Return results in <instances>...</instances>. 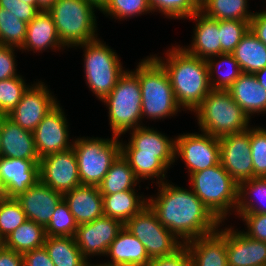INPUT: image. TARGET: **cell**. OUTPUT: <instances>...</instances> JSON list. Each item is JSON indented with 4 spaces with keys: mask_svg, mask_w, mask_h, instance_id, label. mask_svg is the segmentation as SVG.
I'll return each mask as SVG.
<instances>
[{
    "mask_svg": "<svg viewBox=\"0 0 266 266\" xmlns=\"http://www.w3.org/2000/svg\"><path fill=\"white\" fill-rule=\"evenodd\" d=\"M0 179L8 198H17L40 181V160L0 156Z\"/></svg>",
    "mask_w": 266,
    "mask_h": 266,
    "instance_id": "d6986e66",
    "label": "cell"
},
{
    "mask_svg": "<svg viewBox=\"0 0 266 266\" xmlns=\"http://www.w3.org/2000/svg\"><path fill=\"white\" fill-rule=\"evenodd\" d=\"M129 138L121 143L122 155H147L157 157L168 169L175 165V136H166V133L154 127L144 126L129 130ZM170 137V138H169Z\"/></svg>",
    "mask_w": 266,
    "mask_h": 266,
    "instance_id": "7c38bea8",
    "label": "cell"
},
{
    "mask_svg": "<svg viewBox=\"0 0 266 266\" xmlns=\"http://www.w3.org/2000/svg\"><path fill=\"white\" fill-rule=\"evenodd\" d=\"M55 1L56 0H36V6H38L40 10L48 11Z\"/></svg>",
    "mask_w": 266,
    "mask_h": 266,
    "instance_id": "db71d44e",
    "label": "cell"
},
{
    "mask_svg": "<svg viewBox=\"0 0 266 266\" xmlns=\"http://www.w3.org/2000/svg\"><path fill=\"white\" fill-rule=\"evenodd\" d=\"M263 126L250 127L253 178L266 177V127Z\"/></svg>",
    "mask_w": 266,
    "mask_h": 266,
    "instance_id": "ee69618b",
    "label": "cell"
},
{
    "mask_svg": "<svg viewBox=\"0 0 266 266\" xmlns=\"http://www.w3.org/2000/svg\"><path fill=\"white\" fill-rule=\"evenodd\" d=\"M174 45V46H173ZM163 53L153 54L168 73L175 98L180 107L192 112L212 90L206 60L189 54L180 45L173 44Z\"/></svg>",
    "mask_w": 266,
    "mask_h": 266,
    "instance_id": "7a4b0ae2",
    "label": "cell"
},
{
    "mask_svg": "<svg viewBox=\"0 0 266 266\" xmlns=\"http://www.w3.org/2000/svg\"><path fill=\"white\" fill-rule=\"evenodd\" d=\"M97 11L87 0H56L48 9L67 49L99 38Z\"/></svg>",
    "mask_w": 266,
    "mask_h": 266,
    "instance_id": "8992f818",
    "label": "cell"
},
{
    "mask_svg": "<svg viewBox=\"0 0 266 266\" xmlns=\"http://www.w3.org/2000/svg\"><path fill=\"white\" fill-rule=\"evenodd\" d=\"M235 214H266V177H254L239 184Z\"/></svg>",
    "mask_w": 266,
    "mask_h": 266,
    "instance_id": "4dcf8cb0",
    "label": "cell"
},
{
    "mask_svg": "<svg viewBox=\"0 0 266 266\" xmlns=\"http://www.w3.org/2000/svg\"><path fill=\"white\" fill-rule=\"evenodd\" d=\"M244 222L245 230L241 231L248 237L266 242V214H235Z\"/></svg>",
    "mask_w": 266,
    "mask_h": 266,
    "instance_id": "f6af8a7d",
    "label": "cell"
},
{
    "mask_svg": "<svg viewBox=\"0 0 266 266\" xmlns=\"http://www.w3.org/2000/svg\"><path fill=\"white\" fill-rule=\"evenodd\" d=\"M254 75L256 76L260 86L266 90V67L256 72Z\"/></svg>",
    "mask_w": 266,
    "mask_h": 266,
    "instance_id": "f5cc1de1",
    "label": "cell"
},
{
    "mask_svg": "<svg viewBox=\"0 0 266 266\" xmlns=\"http://www.w3.org/2000/svg\"><path fill=\"white\" fill-rule=\"evenodd\" d=\"M100 12L107 18H114L117 21H127L152 13L148 0H109Z\"/></svg>",
    "mask_w": 266,
    "mask_h": 266,
    "instance_id": "74e56055",
    "label": "cell"
},
{
    "mask_svg": "<svg viewBox=\"0 0 266 266\" xmlns=\"http://www.w3.org/2000/svg\"><path fill=\"white\" fill-rule=\"evenodd\" d=\"M199 9L206 3L207 0H191Z\"/></svg>",
    "mask_w": 266,
    "mask_h": 266,
    "instance_id": "680465c9",
    "label": "cell"
},
{
    "mask_svg": "<svg viewBox=\"0 0 266 266\" xmlns=\"http://www.w3.org/2000/svg\"><path fill=\"white\" fill-rule=\"evenodd\" d=\"M87 1L91 3L98 11H101L109 2V0H87Z\"/></svg>",
    "mask_w": 266,
    "mask_h": 266,
    "instance_id": "11a10c76",
    "label": "cell"
},
{
    "mask_svg": "<svg viewBox=\"0 0 266 266\" xmlns=\"http://www.w3.org/2000/svg\"><path fill=\"white\" fill-rule=\"evenodd\" d=\"M0 266H23V255L1 244Z\"/></svg>",
    "mask_w": 266,
    "mask_h": 266,
    "instance_id": "816d5d0a",
    "label": "cell"
},
{
    "mask_svg": "<svg viewBox=\"0 0 266 266\" xmlns=\"http://www.w3.org/2000/svg\"><path fill=\"white\" fill-rule=\"evenodd\" d=\"M78 224L70 212L67 202L62 199L45 227L46 236H70L76 234Z\"/></svg>",
    "mask_w": 266,
    "mask_h": 266,
    "instance_id": "ab89813d",
    "label": "cell"
},
{
    "mask_svg": "<svg viewBox=\"0 0 266 266\" xmlns=\"http://www.w3.org/2000/svg\"><path fill=\"white\" fill-rule=\"evenodd\" d=\"M250 30V21L219 20V37L222 53H232Z\"/></svg>",
    "mask_w": 266,
    "mask_h": 266,
    "instance_id": "7bdbcfd3",
    "label": "cell"
},
{
    "mask_svg": "<svg viewBox=\"0 0 266 266\" xmlns=\"http://www.w3.org/2000/svg\"><path fill=\"white\" fill-rule=\"evenodd\" d=\"M220 164L240 184L253 178L250 128L219 138Z\"/></svg>",
    "mask_w": 266,
    "mask_h": 266,
    "instance_id": "2e32d148",
    "label": "cell"
},
{
    "mask_svg": "<svg viewBox=\"0 0 266 266\" xmlns=\"http://www.w3.org/2000/svg\"><path fill=\"white\" fill-rule=\"evenodd\" d=\"M66 116L59 102L34 129L33 135L39 159L73 147L74 138L70 137Z\"/></svg>",
    "mask_w": 266,
    "mask_h": 266,
    "instance_id": "5bb4252c",
    "label": "cell"
},
{
    "mask_svg": "<svg viewBox=\"0 0 266 266\" xmlns=\"http://www.w3.org/2000/svg\"><path fill=\"white\" fill-rule=\"evenodd\" d=\"M137 191L126 190L115 194L102 195L104 215L120 220L125 224L148 205V196Z\"/></svg>",
    "mask_w": 266,
    "mask_h": 266,
    "instance_id": "83f0119b",
    "label": "cell"
},
{
    "mask_svg": "<svg viewBox=\"0 0 266 266\" xmlns=\"http://www.w3.org/2000/svg\"><path fill=\"white\" fill-rule=\"evenodd\" d=\"M44 247L55 266H82L86 258L70 236H46Z\"/></svg>",
    "mask_w": 266,
    "mask_h": 266,
    "instance_id": "d6a6232c",
    "label": "cell"
},
{
    "mask_svg": "<svg viewBox=\"0 0 266 266\" xmlns=\"http://www.w3.org/2000/svg\"><path fill=\"white\" fill-rule=\"evenodd\" d=\"M0 156L26 160H40L33 132L21 128L8 116H1Z\"/></svg>",
    "mask_w": 266,
    "mask_h": 266,
    "instance_id": "603a6c76",
    "label": "cell"
},
{
    "mask_svg": "<svg viewBox=\"0 0 266 266\" xmlns=\"http://www.w3.org/2000/svg\"><path fill=\"white\" fill-rule=\"evenodd\" d=\"M141 60V61H140ZM135 70L142 94V120L162 121L184 110L178 104L163 65L151 54L140 59Z\"/></svg>",
    "mask_w": 266,
    "mask_h": 266,
    "instance_id": "3957f363",
    "label": "cell"
},
{
    "mask_svg": "<svg viewBox=\"0 0 266 266\" xmlns=\"http://www.w3.org/2000/svg\"><path fill=\"white\" fill-rule=\"evenodd\" d=\"M106 257L107 266H148L151 261L142 242L125 228L110 244Z\"/></svg>",
    "mask_w": 266,
    "mask_h": 266,
    "instance_id": "d4e9b609",
    "label": "cell"
},
{
    "mask_svg": "<svg viewBox=\"0 0 266 266\" xmlns=\"http://www.w3.org/2000/svg\"><path fill=\"white\" fill-rule=\"evenodd\" d=\"M0 7L13 13L19 20L31 22L41 11L38 6L24 3L20 0H0Z\"/></svg>",
    "mask_w": 266,
    "mask_h": 266,
    "instance_id": "7dc6e473",
    "label": "cell"
},
{
    "mask_svg": "<svg viewBox=\"0 0 266 266\" xmlns=\"http://www.w3.org/2000/svg\"><path fill=\"white\" fill-rule=\"evenodd\" d=\"M193 115L199 131L218 138L243 132L252 126L251 118L228 90L212 89L195 108Z\"/></svg>",
    "mask_w": 266,
    "mask_h": 266,
    "instance_id": "277c9868",
    "label": "cell"
},
{
    "mask_svg": "<svg viewBox=\"0 0 266 266\" xmlns=\"http://www.w3.org/2000/svg\"><path fill=\"white\" fill-rule=\"evenodd\" d=\"M228 91L250 118L266 114V90L254 74L242 73Z\"/></svg>",
    "mask_w": 266,
    "mask_h": 266,
    "instance_id": "4316f807",
    "label": "cell"
},
{
    "mask_svg": "<svg viewBox=\"0 0 266 266\" xmlns=\"http://www.w3.org/2000/svg\"><path fill=\"white\" fill-rule=\"evenodd\" d=\"M91 260H86V262L82 265V266H107L104 261L103 262H100V263H92V261L90 262Z\"/></svg>",
    "mask_w": 266,
    "mask_h": 266,
    "instance_id": "6f0895ef",
    "label": "cell"
},
{
    "mask_svg": "<svg viewBox=\"0 0 266 266\" xmlns=\"http://www.w3.org/2000/svg\"><path fill=\"white\" fill-rule=\"evenodd\" d=\"M25 76L19 75L0 81V116H7L20 102L27 84Z\"/></svg>",
    "mask_w": 266,
    "mask_h": 266,
    "instance_id": "f35d334b",
    "label": "cell"
},
{
    "mask_svg": "<svg viewBox=\"0 0 266 266\" xmlns=\"http://www.w3.org/2000/svg\"><path fill=\"white\" fill-rule=\"evenodd\" d=\"M33 82L24 91L20 102L7 115L21 128L31 132L43 120L44 116L60 102L42 79Z\"/></svg>",
    "mask_w": 266,
    "mask_h": 266,
    "instance_id": "4fadbf2b",
    "label": "cell"
},
{
    "mask_svg": "<svg viewBox=\"0 0 266 266\" xmlns=\"http://www.w3.org/2000/svg\"><path fill=\"white\" fill-rule=\"evenodd\" d=\"M45 228L34 221L27 220L14 230L2 244L18 253L44 247Z\"/></svg>",
    "mask_w": 266,
    "mask_h": 266,
    "instance_id": "836d02e7",
    "label": "cell"
},
{
    "mask_svg": "<svg viewBox=\"0 0 266 266\" xmlns=\"http://www.w3.org/2000/svg\"><path fill=\"white\" fill-rule=\"evenodd\" d=\"M102 103L108 110L111 137H122L129 130L144 126L141 87L138 77L132 69L126 68Z\"/></svg>",
    "mask_w": 266,
    "mask_h": 266,
    "instance_id": "52a82bcc",
    "label": "cell"
},
{
    "mask_svg": "<svg viewBox=\"0 0 266 266\" xmlns=\"http://www.w3.org/2000/svg\"><path fill=\"white\" fill-rule=\"evenodd\" d=\"M155 195L148 196L149 207L157 214L159 222L183 244L218 230L221 222L195 195L173 182L156 184Z\"/></svg>",
    "mask_w": 266,
    "mask_h": 266,
    "instance_id": "6da1fadb",
    "label": "cell"
},
{
    "mask_svg": "<svg viewBox=\"0 0 266 266\" xmlns=\"http://www.w3.org/2000/svg\"><path fill=\"white\" fill-rule=\"evenodd\" d=\"M124 228L142 242L150 259L172 255L184 245L159 222L149 205L129 219Z\"/></svg>",
    "mask_w": 266,
    "mask_h": 266,
    "instance_id": "30bf717a",
    "label": "cell"
},
{
    "mask_svg": "<svg viewBox=\"0 0 266 266\" xmlns=\"http://www.w3.org/2000/svg\"><path fill=\"white\" fill-rule=\"evenodd\" d=\"M7 198H8V196L6 193L5 186L2 182V180L0 179V202L6 200Z\"/></svg>",
    "mask_w": 266,
    "mask_h": 266,
    "instance_id": "9f6ffc18",
    "label": "cell"
},
{
    "mask_svg": "<svg viewBox=\"0 0 266 266\" xmlns=\"http://www.w3.org/2000/svg\"><path fill=\"white\" fill-rule=\"evenodd\" d=\"M27 24L0 7V45L20 49L25 41Z\"/></svg>",
    "mask_w": 266,
    "mask_h": 266,
    "instance_id": "8d00e7d4",
    "label": "cell"
},
{
    "mask_svg": "<svg viewBox=\"0 0 266 266\" xmlns=\"http://www.w3.org/2000/svg\"><path fill=\"white\" fill-rule=\"evenodd\" d=\"M243 73L255 74L266 67V45L249 30L232 52Z\"/></svg>",
    "mask_w": 266,
    "mask_h": 266,
    "instance_id": "f546056e",
    "label": "cell"
},
{
    "mask_svg": "<svg viewBox=\"0 0 266 266\" xmlns=\"http://www.w3.org/2000/svg\"><path fill=\"white\" fill-rule=\"evenodd\" d=\"M212 89L228 90L243 73L232 53H222L206 60Z\"/></svg>",
    "mask_w": 266,
    "mask_h": 266,
    "instance_id": "1f68e13d",
    "label": "cell"
},
{
    "mask_svg": "<svg viewBox=\"0 0 266 266\" xmlns=\"http://www.w3.org/2000/svg\"><path fill=\"white\" fill-rule=\"evenodd\" d=\"M249 0H207L200 11L215 20L250 21L254 11L249 10Z\"/></svg>",
    "mask_w": 266,
    "mask_h": 266,
    "instance_id": "e575fe53",
    "label": "cell"
},
{
    "mask_svg": "<svg viewBox=\"0 0 266 266\" xmlns=\"http://www.w3.org/2000/svg\"><path fill=\"white\" fill-rule=\"evenodd\" d=\"M75 151L81 185L98 186L112 163L121 154L120 136L74 137Z\"/></svg>",
    "mask_w": 266,
    "mask_h": 266,
    "instance_id": "9c48e42d",
    "label": "cell"
},
{
    "mask_svg": "<svg viewBox=\"0 0 266 266\" xmlns=\"http://www.w3.org/2000/svg\"><path fill=\"white\" fill-rule=\"evenodd\" d=\"M152 14L161 13L163 18L186 20L200 9L191 0H148ZM158 12V13H157Z\"/></svg>",
    "mask_w": 266,
    "mask_h": 266,
    "instance_id": "60d3db41",
    "label": "cell"
},
{
    "mask_svg": "<svg viewBox=\"0 0 266 266\" xmlns=\"http://www.w3.org/2000/svg\"><path fill=\"white\" fill-rule=\"evenodd\" d=\"M261 10L256 11L250 20V30L266 45V10Z\"/></svg>",
    "mask_w": 266,
    "mask_h": 266,
    "instance_id": "f907efd6",
    "label": "cell"
},
{
    "mask_svg": "<svg viewBox=\"0 0 266 266\" xmlns=\"http://www.w3.org/2000/svg\"><path fill=\"white\" fill-rule=\"evenodd\" d=\"M20 1L36 6V0H20Z\"/></svg>",
    "mask_w": 266,
    "mask_h": 266,
    "instance_id": "91938a15",
    "label": "cell"
},
{
    "mask_svg": "<svg viewBox=\"0 0 266 266\" xmlns=\"http://www.w3.org/2000/svg\"><path fill=\"white\" fill-rule=\"evenodd\" d=\"M148 266H192L185 244L174 254L151 259Z\"/></svg>",
    "mask_w": 266,
    "mask_h": 266,
    "instance_id": "c3c4849f",
    "label": "cell"
},
{
    "mask_svg": "<svg viewBox=\"0 0 266 266\" xmlns=\"http://www.w3.org/2000/svg\"><path fill=\"white\" fill-rule=\"evenodd\" d=\"M67 48L61 43L55 23L48 11L41 10L34 19L27 24V32L22 53L33 51L36 54L51 50L52 52H63Z\"/></svg>",
    "mask_w": 266,
    "mask_h": 266,
    "instance_id": "7402d4cb",
    "label": "cell"
},
{
    "mask_svg": "<svg viewBox=\"0 0 266 266\" xmlns=\"http://www.w3.org/2000/svg\"><path fill=\"white\" fill-rule=\"evenodd\" d=\"M179 158L188 170V177L220 164L219 138L202 131L178 134L175 136V162Z\"/></svg>",
    "mask_w": 266,
    "mask_h": 266,
    "instance_id": "8fae6325",
    "label": "cell"
},
{
    "mask_svg": "<svg viewBox=\"0 0 266 266\" xmlns=\"http://www.w3.org/2000/svg\"><path fill=\"white\" fill-rule=\"evenodd\" d=\"M20 49L0 45V81L6 80L12 77L19 76L20 73L17 72V53Z\"/></svg>",
    "mask_w": 266,
    "mask_h": 266,
    "instance_id": "bcb514c9",
    "label": "cell"
},
{
    "mask_svg": "<svg viewBox=\"0 0 266 266\" xmlns=\"http://www.w3.org/2000/svg\"><path fill=\"white\" fill-rule=\"evenodd\" d=\"M193 21L192 40L189 45H182L189 54L207 60L221 54L219 20L207 17L201 11L187 18Z\"/></svg>",
    "mask_w": 266,
    "mask_h": 266,
    "instance_id": "44dd1931",
    "label": "cell"
},
{
    "mask_svg": "<svg viewBox=\"0 0 266 266\" xmlns=\"http://www.w3.org/2000/svg\"><path fill=\"white\" fill-rule=\"evenodd\" d=\"M122 156L129 162L136 177L143 183L145 182L144 180H152V184H160L169 180L167 174L170 169H168L157 157L147 155Z\"/></svg>",
    "mask_w": 266,
    "mask_h": 266,
    "instance_id": "d590c367",
    "label": "cell"
},
{
    "mask_svg": "<svg viewBox=\"0 0 266 266\" xmlns=\"http://www.w3.org/2000/svg\"><path fill=\"white\" fill-rule=\"evenodd\" d=\"M78 225L104 216L103 196L98 186L81 185L63 194Z\"/></svg>",
    "mask_w": 266,
    "mask_h": 266,
    "instance_id": "cb8c5ba5",
    "label": "cell"
},
{
    "mask_svg": "<svg viewBox=\"0 0 266 266\" xmlns=\"http://www.w3.org/2000/svg\"><path fill=\"white\" fill-rule=\"evenodd\" d=\"M192 266H228L226 239L218 232L185 243Z\"/></svg>",
    "mask_w": 266,
    "mask_h": 266,
    "instance_id": "484cf974",
    "label": "cell"
},
{
    "mask_svg": "<svg viewBox=\"0 0 266 266\" xmlns=\"http://www.w3.org/2000/svg\"><path fill=\"white\" fill-rule=\"evenodd\" d=\"M140 183L129 162L120 154L98 185V189L102 195H109L126 190H140Z\"/></svg>",
    "mask_w": 266,
    "mask_h": 266,
    "instance_id": "f1b7e54d",
    "label": "cell"
},
{
    "mask_svg": "<svg viewBox=\"0 0 266 266\" xmlns=\"http://www.w3.org/2000/svg\"><path fill=\"white\" fill-rule=\"evenodd\" d=\"M123 228L124 224L120 220L104 215L92 222L78 225L74 238L87 260L94 259V256L101 258L105 257L110 244Z\"/></svg>",
    "mask_w": 266,
    "mask_h": 266,
    "instance_id": "9a60e30c",
    "label": "cell"
},
{
    "mask_svg": "<svg viewBox=\"0 0 266 266\" xmlns=\"http://www.w3.org/2000/svg\"><path fill=\"white\" fill-rule=\"evenodd\" d=\"M0 149H1V116H0Z\"/></svg>",
    "mask_w": 266,
    "mask_h": 266,
    "instance_id": "94428289",
    "label": "cell"
},
{
    "mask_svg": "<svg viewBox=\"0 0 266 266\" xmlns=\"http://www.w3.org/2000/svg\"><path fill=\"white\" fill-rule=\"evenodd\" d=\"M23 255V266H55L45 247L33 249Z\"/></svg>",
    "mask_w": 266,
    "mask_h": 266,
    "instance_id": "681fc988",
    "label": "cell"
},
{
    "mask_svg": "<svg viewBox=\"0 0 266 266\" xmlns=\"http://www.w3.org/2000/svg\"><path fill=\"white\" fill-rule=\"evenodd\" d=\"M222 226L224 222L217 231L226 239L228 266H266L265 241L254 240L232 225Z\"/></svg>",
    "mask_w": 266,
    "mask_h": 266,
    "instance_id": "ac0fdd59",
    "label": "cell"
},
{
    "mask_svg": "<svg viewBox=\"0 0 266 266\" xmlns=\"http://www.w3.org/2000/svg\"><path fill=\"white\" fill-rule=\"evenodd\" d=\"M63 199V194L39 181L16 200L21 204L27 220L34 221L44 228L48 225L54 210Z\"/></svg>",
    "mask_w": 266,
    "mask_h": 266,
    "instance_id": "ffe728a7",
    "label": "cell"
},
{
    "mask_svg": "<svg viewBox=\"0 0 266 266\" xmlns=\"http://www.w3.org/2000/svg\"><path fill=\"white\" fill-rule=\"evenodd\" d=\"M83 50L85 83L89 91L101 102L117 84L119 77L126 71L116 50L97 40L79 44L73 48Z\"/></svg>",
    "mask_w": 266,
    "mask_h": 266,
    "instance_id": "ba28073f",
    "label": "cell"
},
{
    "mask_svg": "<svg viewBox=\"0 0 266 266\" xmlns=\"http://www.w3.org/2000/svg\"><path fill=\"white\" fill-rule=\"evenodd\" d=\"M40 181L62 194L81 186L73 147L40 159Z\"/></svg>",
    "mask_w": 266,
    "mask_h": 266,
    "instance_id": "e0dca14e",
    "label": "cell"
},
{
    "mask_svg": "<svg viewBox=\"0 0 266 266\" xmlns=\"http://www.w3.org/2000/svg\"><path fill=\"white\" fill-rule=\"evenodd\" d=\"M27 221L21 204L16 198L0 202V241L3 242L22 223Z\"/></svg>",
    "mask_w": 266,
    "mask_h": 266,
    "instance_id": "b9f144b4",
    "label": "cell"
},
{
    "mask_svg": "<svg viewBox=\"0 0 266 266\" xmlns=\"http://www.w3.org/2000/svg\"><path fill=\"white\" fill-rule=\"evenodd\" d=\"M188 180L195 195L221 223L235 215L239 184L221 164L192 173Z\"/></svg>",
    "mask_w": 266,
    "mask_h": 266,
    "instance_id": "5b68a950",
    "label": "cell"
}]
</instances>
